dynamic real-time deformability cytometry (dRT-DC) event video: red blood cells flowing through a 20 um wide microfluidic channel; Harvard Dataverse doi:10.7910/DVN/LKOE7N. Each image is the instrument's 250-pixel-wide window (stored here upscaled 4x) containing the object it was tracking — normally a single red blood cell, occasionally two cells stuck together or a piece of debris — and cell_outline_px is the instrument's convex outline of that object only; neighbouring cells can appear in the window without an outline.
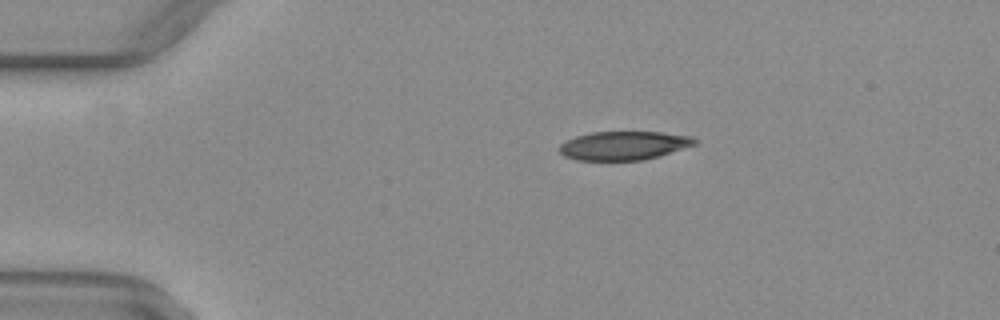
{"species": "common noctule bat (a hibernating species)", "species_latin": "Nyctalus noctula", "temperature_condition": "warm", "stored_images_in_passage": 33, "camera_frame_rate_fps": 3000, "um_per_image_px": 0.085, "animal": {"sex": "female", "body_mass_g": 29.2, "forearm_length_mm": 56.3}, "frame": {"image": 1, "passage_image": 1, "time_ms": 0.0, "image_size_px": [1000, 320], "cell_outline_px": [[700, 140], [696, 144], [660, 156], [644, 160], [576, 160], [564, 156], [560, 152], [560, 144], [576, 136], [592, 132], [660, 132], [692, 136]], "centroid_in_image_um": [53.06, 12.37], "position_along_channel_um": 31.9, "area_um2": 22.66}}
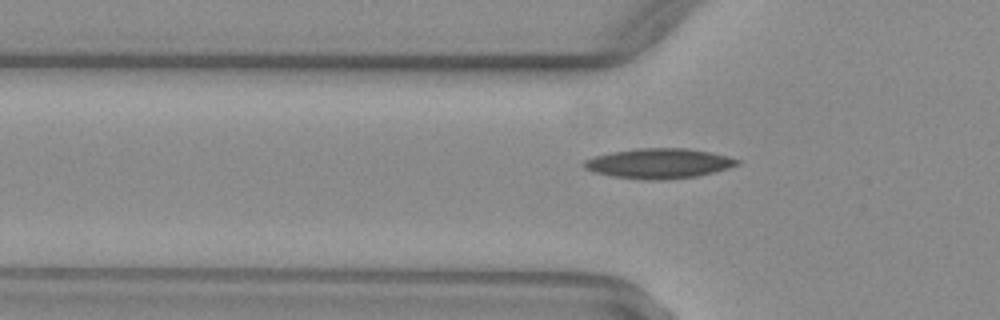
{"frame": {"image": 2, "passage_image": 8, "time_ms": 2.333, "image_size_px": [1000, 320], "cell_outline_px": [[740, 164], [716, 172], [696, 176], [664, 180], [644, 180], [612, 176], [592, 172], [584, 168], [584, 160], [592, 156], [612, 152], [636, 148], [688, 148], [712, 152], [728, 156], [740, 160]], "centroid_in_image_um": [56.01, 13.89], "position_along_channel_um": 69.8, "area_um2": 27.05}}
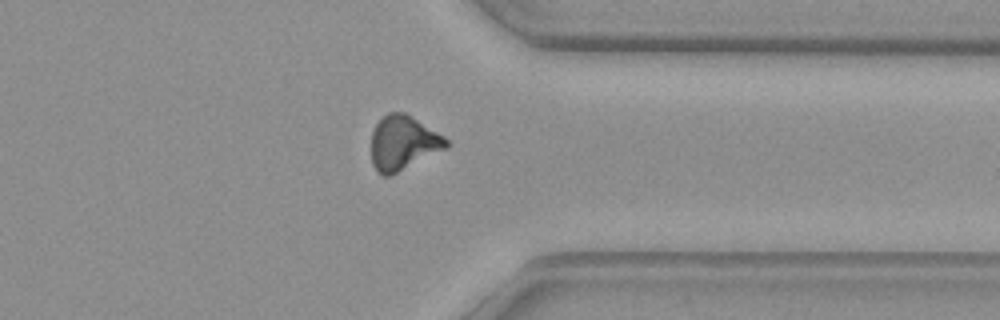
{"frame": {"image": 3, "passage_image": 31, "time_ms": 10.0, "image_size_px": [1000, 320], "cell_outline_px": [[448, 148], [392, 176], [380, 176], [376, 172], [372, 164], [372, 132], [376, 124], [388, 112], [404, 112], [444, 136], [448, 140]], "centroid_in_image_um": [34.26, 12.19], "position_along_channel_um": 377.1, "area_um2": 23.99}, "authors_computed_cell_mechanics": {"area_um2": 23.987, "velocity_mm_per_s": 4.0599, "shape_relaxation_time_tau1_ms": null, "shape_relaxation_time_tau2_ms": 8.0657, "deformation_change_tau1": null, "deformation_change_tau2": 0.1929}}